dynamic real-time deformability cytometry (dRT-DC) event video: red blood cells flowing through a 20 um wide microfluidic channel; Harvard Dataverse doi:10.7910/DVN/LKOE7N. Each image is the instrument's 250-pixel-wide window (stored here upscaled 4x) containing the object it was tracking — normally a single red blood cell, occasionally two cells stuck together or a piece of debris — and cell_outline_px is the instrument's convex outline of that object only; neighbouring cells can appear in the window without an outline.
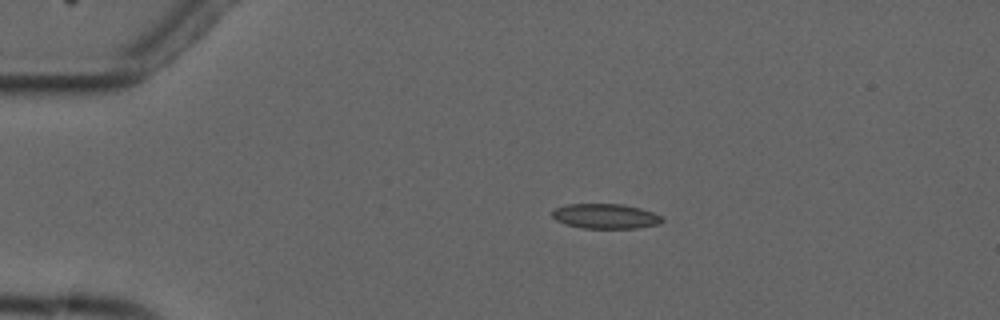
{"species": "common noctule bat (a hibernating species)", "species_latin": "Nyctalus noctula", "temperature_condition": "cold", "stored_images_in_passage": 7, "camera_frame_rate_fps": 3000, "um_per_image_px": 0.085, "animal": {"sex": "male", "forearm_length_mm": 52.5}, "frame": {"image": 1, "passage_image": 3, "time_ms": 2.333, "image_size_px": [1000, 320], "cell_outline_px": [[664, 220], [660, 224], [636, 228], [584, 228], [568, 224], [556, 220], [552, 216], [552, 212], [556, 208], [568, 204], [620, 204], [640, 208], [652, 212], [660, 216]], "centroid_in_image_um": [51.48, 18.38], "position_along_channel_um": 33.5, "area_um2": 15.72}}
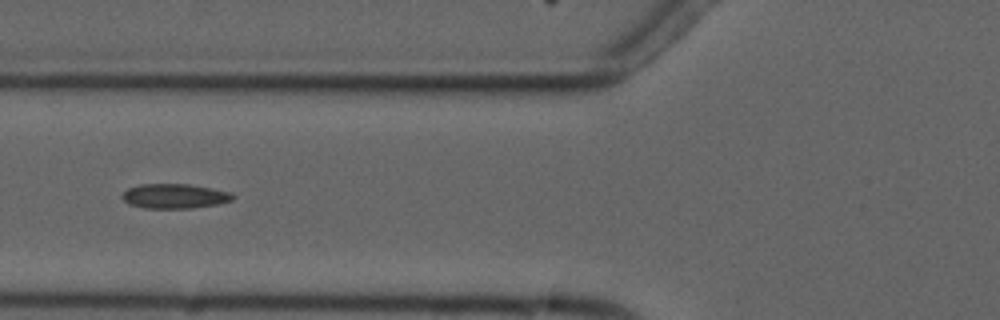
{"frame": {"image": 2, "passage_image": 6, "time_ms": 5.667, "image_size_px": [1000, 320], "cell_outline_px": [[236, 196], [232, 200], [216, 204], [192, 208], [144, 208], [128, 204], [120, 196], [128, 188], [140, 184], [192, 184], [232, 192]], "centroid_in_image_um": [14.85, 16.66], "position_along_channel_um": 111.0, "area_um2": 16.01}}
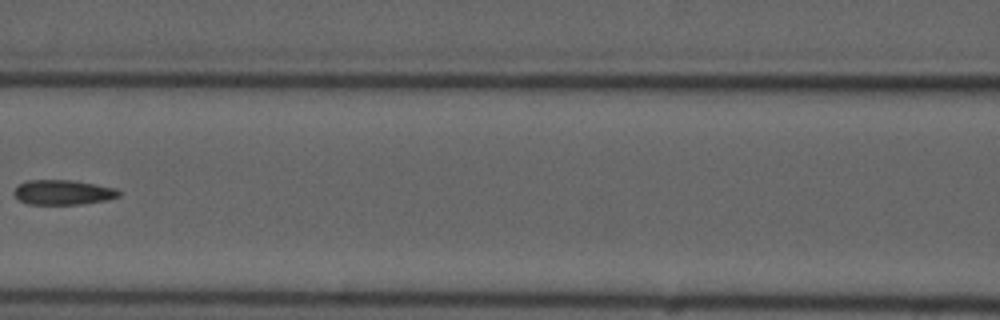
{"frame": {"image": 3, "passage_image": 7, "time_ms": 7.0, "image_size_px": [1000, 320], "cell_outline_px": [[120, 196], [104, 200], [80, 204], [28, 204], [20, 200], [12, 192], [20, 184], [28, 180], [72, 180], [96, 184], [116, 188], [120, 192]], "centroid_in_image_um": [5.36, 16.34], "position_along_channel_um": 161.2, "area_um2": 15.03}}